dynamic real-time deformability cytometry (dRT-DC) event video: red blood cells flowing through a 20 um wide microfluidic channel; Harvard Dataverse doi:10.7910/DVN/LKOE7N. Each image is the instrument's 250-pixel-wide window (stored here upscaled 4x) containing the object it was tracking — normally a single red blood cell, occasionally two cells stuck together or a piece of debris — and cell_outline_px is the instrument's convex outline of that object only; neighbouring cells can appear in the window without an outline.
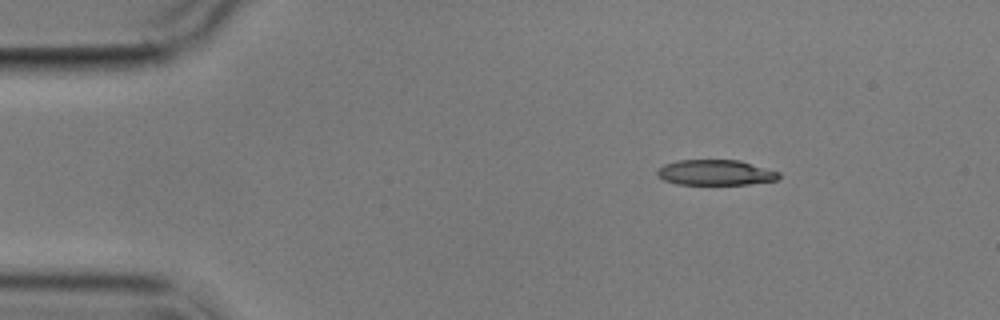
{"species": "common noctule bat (a hibernating species)", "species_latin": "Nyctalus noctula", "temperature_condition": "cold", "stored_images_in_passage": 3, "camera_frame_rate_fps": 3000, "um_per_image_px": 0.085, "animal": {"sex": "male", "body_mass_g": 17.9}, "frame": {"image": 1, "passage_image": 1, "time_ms": 0.0, "image_size_px": [1000, 320], "cell_outline_px": [[780, 176], [776, 180], [748, 184], [676, 184], [664, 180], [656, 172], [656, 168], [664, 164], [676, 160], [740, 160], [780, 172]], "centroid_in_image_um": [60.8, 14.66], "position_along_channel_um": 24.2, "area_um2": 18.03}}